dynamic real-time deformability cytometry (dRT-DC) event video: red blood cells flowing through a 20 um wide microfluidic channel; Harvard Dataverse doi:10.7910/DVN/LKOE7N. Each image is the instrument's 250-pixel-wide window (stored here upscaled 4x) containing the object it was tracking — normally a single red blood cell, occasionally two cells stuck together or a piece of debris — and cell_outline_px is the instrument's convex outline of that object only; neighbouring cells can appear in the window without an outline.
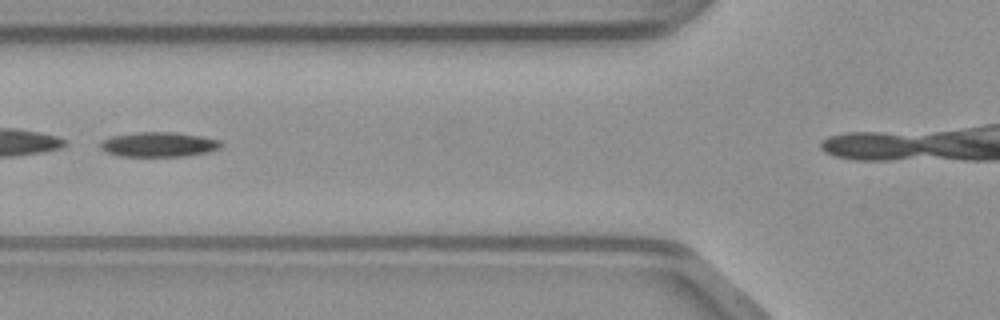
{"species": "common noctule bat (a hibernating species)", "species_latin": "Nyctalus noctula", "temperature_condition": "warm", "stored_images_in_passage": 31, "camera_frame_rate_fps": 3000, "um_per_image_px": 0.085, "animal": {"sex": "male", "body_mass_g": 23.1, "forearm_length_mm": 52.7}, "frame": {"image": 1, "passage_image": 10, "time_ms": 3.0, "image_size_px": [1000, 320], "cell_outline_px": [[220, 148], [208, 152], [184, 156], [120, 156], [108, 152], [100, 148], [100, 144], [104, 140], [112, 136], [140, 132], [172, 132], [200, 136], [220, 140]], "centroid_in_image_um": [13.5, 12.28], "position_along_channel_um": 112.3, "area_um2": 17.11}}